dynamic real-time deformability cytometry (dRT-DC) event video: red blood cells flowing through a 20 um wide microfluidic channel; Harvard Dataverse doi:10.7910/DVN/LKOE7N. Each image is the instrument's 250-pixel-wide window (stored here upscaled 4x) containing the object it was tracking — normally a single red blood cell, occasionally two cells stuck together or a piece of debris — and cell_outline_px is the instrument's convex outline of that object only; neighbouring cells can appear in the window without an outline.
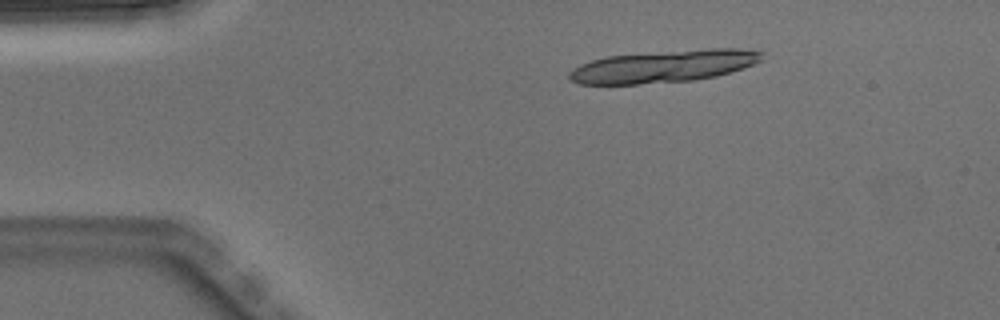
{"species": "Egyptian fruit bat (a non-hibernating species)", "species_latin": "Rousettus aegyptiacus", "temperature_condition": "warm", "stored_images_in_passage": 5, "camera_frame_rate_fps": 3000, "um_per_image_px": 0.085, "animal": {"sex": "male"}, "frame": {"image": 1, "passage_image": 2, "time_ms": 0.333, "image_size_px": [1000, 320], "cell_outline_px": [[764, 60], [744, 68], [716, 76], [696, 80], [640, 84], [580, 84], [568, 80], [568, 72], [572, 68], [580, 64], [592, 60], [608, 56], [704, 48], [740, 48], [764, 52]], "centroid_in_image_um": [56.44, 5.63], "position_along_channel_um": 28.6, "area_um2": 36.65}}
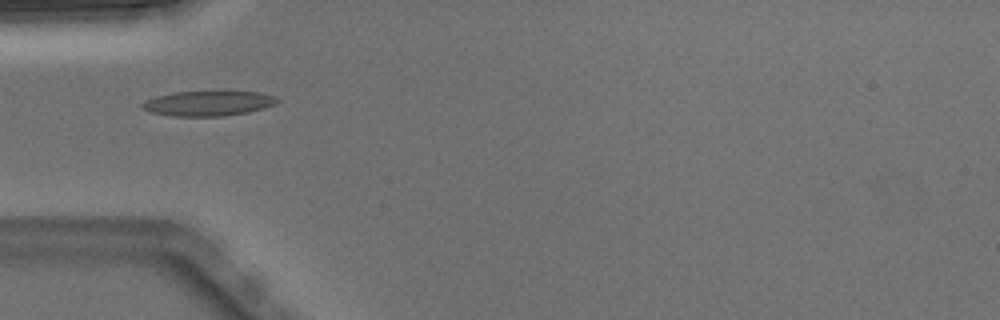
{"frame": {"image": 2, "passage_image": 4, "time_ms": 1.0, "image_size_px": [1000, 320], "cell_outline_px": [[280, 100], [276, 104], [248, 112], [220, 116], [172, 116], [148, 112], [140, 108], [140, 104], [144, 100], [156, 96], [176, 92], [212, 88], [224, 88], [260, 92], [276, 96]], "centroid_in_image_um": [17.71, 8.72], "position_along_channel_um": 67.3, "area_um2": 21.04}}